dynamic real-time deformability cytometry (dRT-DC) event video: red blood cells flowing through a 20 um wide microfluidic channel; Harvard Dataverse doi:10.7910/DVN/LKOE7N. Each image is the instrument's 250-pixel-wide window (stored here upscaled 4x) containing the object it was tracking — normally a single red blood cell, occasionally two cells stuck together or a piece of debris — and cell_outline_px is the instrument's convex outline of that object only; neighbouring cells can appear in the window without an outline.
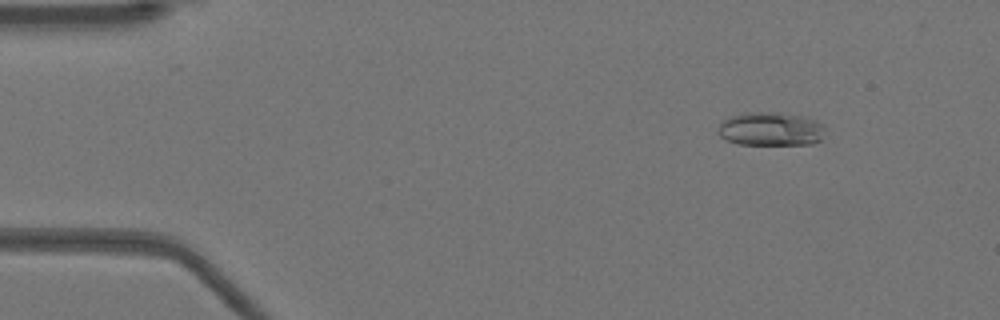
{"species": "Egyptian fruit bat (a non-hibernating species)", "species_latin": "Rousettus aegyptiacus", "temperature_condition": "warm", "stored_images_in_passage": 20, "camera_frame_rate_fps": 3000, "um_per_image_px": 0.085, "animal": {"sex": "female"}, "frame": {"image": 1, "passage_image": 6, "time_ms": 1.667, "image_size_px": [1000, 320], "cell_outline_px": [[824, 128], [820, 140], [812, 144], [736, 144], [720, 136], [716, 132], [716, 128], [720, 120], [728, 116], [748, 112], [780, 112], [804, 116], [816, 120]], "centroid_in_image_um": [65.43, 10.95], "position_along_channel_um": 19.6, "area_um2": 21.27}}
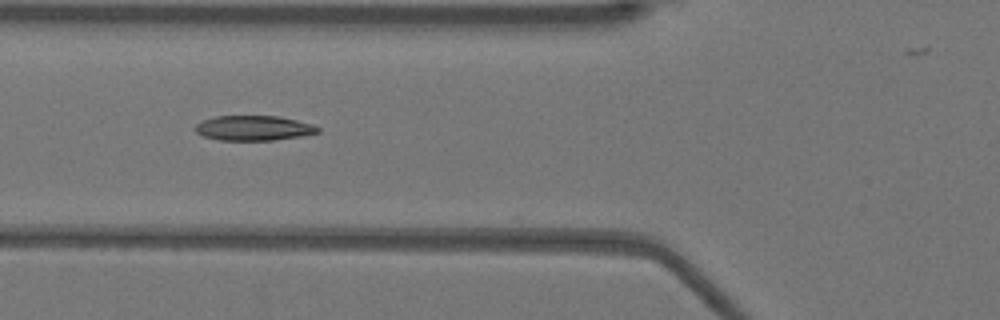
{"frame": {"image": 2, "passage_image": 19, "time_ms": 6.0, "image_size_px": [1000, 320], "cell_outline_px": [[320, 132], [300, 136], [272, 140], [220, 140], [204, 136], [196, 132], [196, 124], [204, 120], [216, 116], [276, 116], [296, 120], [312, 124], [320, 128]], "centroid_in_image_um": [21.57, 10.88], "position_along_channel_um": 104.2, "area_um2": 17.57}}